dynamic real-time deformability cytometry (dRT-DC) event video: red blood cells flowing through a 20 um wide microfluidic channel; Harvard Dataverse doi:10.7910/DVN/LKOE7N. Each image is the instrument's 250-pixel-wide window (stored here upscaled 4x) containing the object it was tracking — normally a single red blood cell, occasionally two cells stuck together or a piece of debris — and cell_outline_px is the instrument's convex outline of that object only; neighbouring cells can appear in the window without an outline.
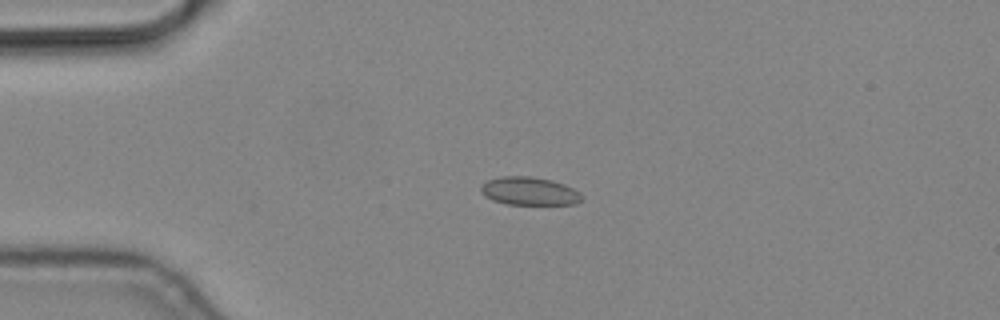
{"species": "common noctule bat (a hibernating species)", "species_latin": "Nyctalus noctula", "temperature_condition": "cold", "stored_images_in_passage": 2, "camera_frame_rate_fps": 3000, "um_per_image_px": 0.085, "animal": {"sex": "male", "body_mass_g": 19.2, "forearm_length_mm": 51.8}, "frame": {"image": 1, "passage_image": 1, "time_ms": 0.0, "image_size_px": [1000, 320], "cell_outline_px": [[584, 196], [580, 200], [572, 204], [508, 204], [492, 200], [484, 196], [480, 192], [480, 184], [488, 180], [500, 176], [532, 176], [552, 180], [564, 184], [580, 192]], "centroid_in_image_um": [44.95, 16.23], "position_along_channel_um": 40.0, "area_um2": 16.65}}